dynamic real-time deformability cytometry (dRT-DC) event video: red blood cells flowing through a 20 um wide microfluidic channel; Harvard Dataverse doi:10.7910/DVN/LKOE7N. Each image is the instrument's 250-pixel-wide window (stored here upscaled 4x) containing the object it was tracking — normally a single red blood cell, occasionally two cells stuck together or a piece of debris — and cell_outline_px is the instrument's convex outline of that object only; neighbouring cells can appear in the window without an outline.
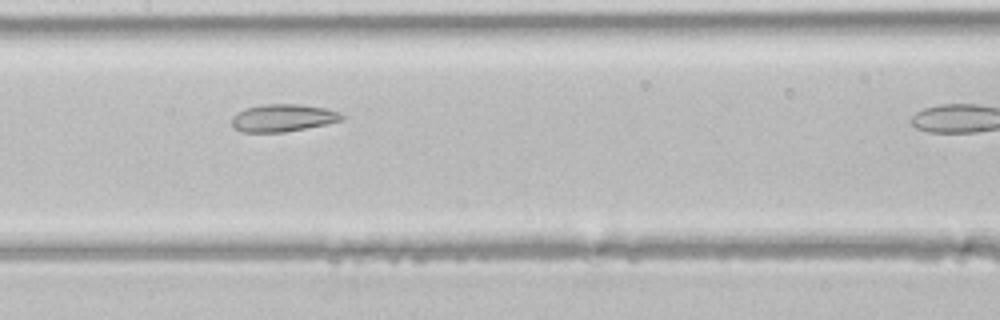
{"species": "common noctule bat (a hibernating species)", "species_latin": "Nyctalus noctula", "temperature_condition": "room temperature", "stored_images_in_passage": 19, "camera_frame_rate_fps": 3000, "um_per_image_px": 0.085, "animal": {"sex": "male", "body_mass_g": 21.5, "forearm_length_mm": 52.0}, "frame": {"image": 1, "passage_image": 16, "time_ms": 5.0, "image_size_px": [1000, 320], "cell_outline_px": [[344, 120], [284, 132], [240, 132], [232, 124], [232, 116], [236, 112], [244, 108], [260, 104], [300, 104], [324, 108], [340, 112], [344, 116]], "centroid_in_image_um": [24.02, 10.01], "position_along_channel_um": 183.4, "area_um2": 17.63}}